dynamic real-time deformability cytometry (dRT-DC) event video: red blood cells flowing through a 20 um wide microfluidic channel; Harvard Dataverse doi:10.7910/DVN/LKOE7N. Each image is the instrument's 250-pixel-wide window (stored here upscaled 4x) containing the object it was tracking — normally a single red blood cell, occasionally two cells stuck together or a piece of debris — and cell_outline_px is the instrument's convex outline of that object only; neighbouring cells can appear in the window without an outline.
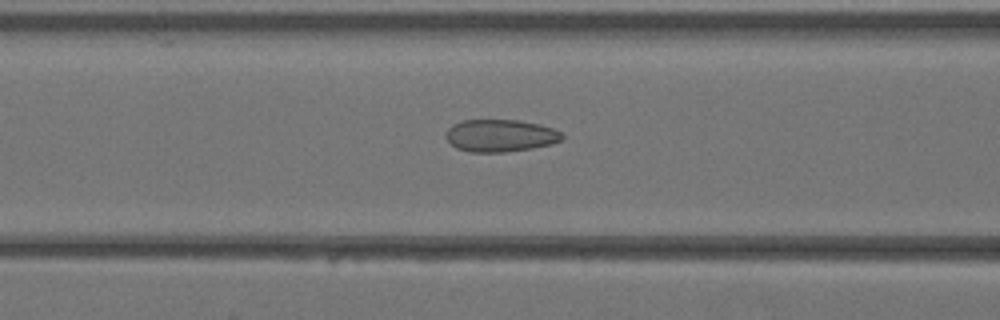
{"species": "Egyptian fruit bat (a non-hibernating species)", "species_latin": "Rousettus aegyptiacus", "temperature_condition": "warm", "stored_images_in_passage": 41, "camera_frame_rate_fps": 3000, "um_per_image_px": 0.085, "animal": {"sex": "female"}, "frame": {"image": 1, "passage_image": 17, "time_ms": 5.333, "image_size_px": [1000, 320], "cell_outline_px": [[564, 136], [560, 140], [552, 144], [532, 148], [504, 152], [468, 152], [456, 148], [444, 136], [448, 128], [452, 124], [464, 120], [520, 120], [552, 128], [560, 132]], "centroid_in_image_um": [42.49, 11.53], "position_along_channel_um": 124.1, "area_um2": 21.85}}
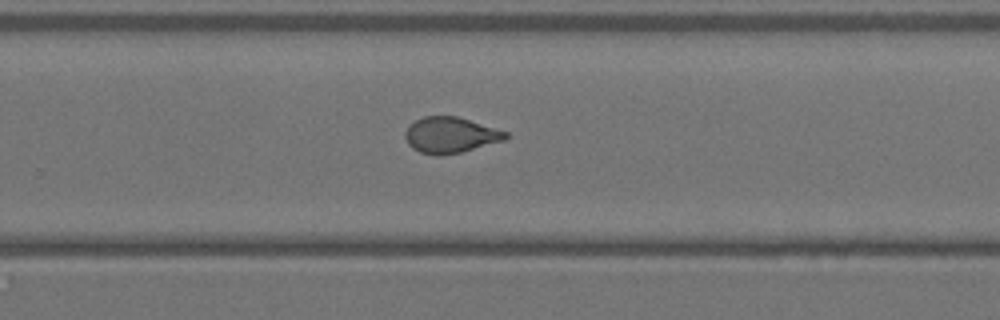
{"frame": {"image": 2, "passage_image": 27, "time_ms": 8.667, "image_size_px": [1000, 320], "cell_outline_px": [[508, 136], [504, 140], [460, 152], [444, 156], [436, 156], [420, 152], [412, 148], [408, 144], [404, 136], [404, 132], [416, 120], [424, 116], [456, 116], [508, 132]], "centroid_in_image_um": [38.25, 11.49], "position_along_channel_um": 291.5, "area_um2": 20.81}}
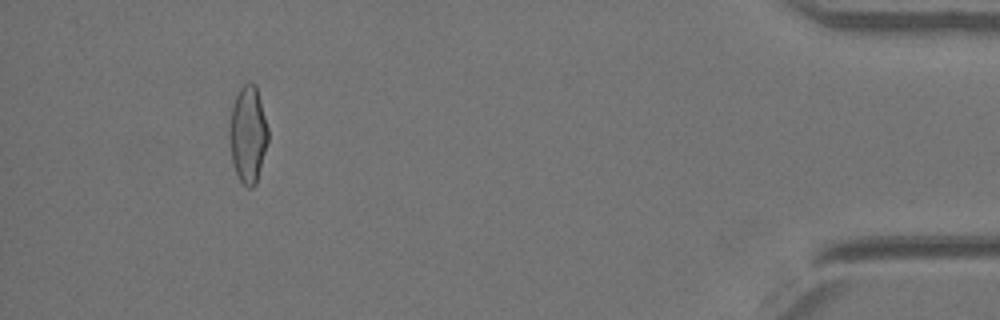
{"frame": {"image": 3, "passage_image": 38, "time_ms": 12.333, "image_size_px": [1000, 320], "cell_outline_px": [[268, 140], [256, 184], [252, 188], [248, 188], [240, 180], [232, 164], [228, 136], [228, 128], [232, 108], [236, 96], [240, 88], [244, 84], [256, 84], [268, 128]], "centroid_in_image_um": [21.06, 11.45], "position_along_channel_um": 414.1, "area_um2": 21.79}}